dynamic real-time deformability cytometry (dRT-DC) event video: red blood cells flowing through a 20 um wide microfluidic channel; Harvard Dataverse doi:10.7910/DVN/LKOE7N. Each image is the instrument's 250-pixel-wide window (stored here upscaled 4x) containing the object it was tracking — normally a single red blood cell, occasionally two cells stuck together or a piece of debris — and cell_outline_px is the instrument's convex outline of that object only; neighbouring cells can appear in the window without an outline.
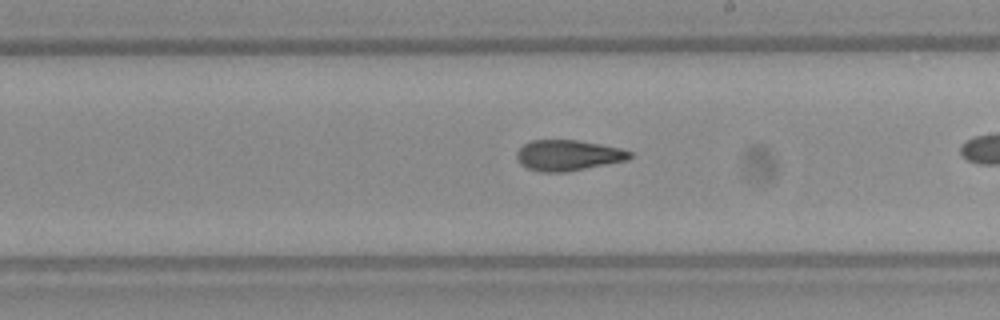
{"species": "Egyptian fruit bat (a non-hibernating species)", "species_latin": "Rousettus aegyptiacus", "temperature_condition": "warm", "stored_images_in_passage": 37, "camera_frame_rate_fps": 3000, "um_per_image_px": 0.085, "frame": {"image": 1, "passage_image": 27, "time_ms": 8.667, "image_size_px": [1000, 320], "cell_outline_px": [[632, 156], [628, 160], [568, 172], [540, 172], [528, 168], [520, 164], [516, 160], [516, 152], [524, 144], [532, 140], [576, 140], [600, 144], [620, 148], [632, 152]], "centroid_in_image_um": [48.28, 13.21], "position_along_channel_um": 240.7, "area_um2": 20.35}}